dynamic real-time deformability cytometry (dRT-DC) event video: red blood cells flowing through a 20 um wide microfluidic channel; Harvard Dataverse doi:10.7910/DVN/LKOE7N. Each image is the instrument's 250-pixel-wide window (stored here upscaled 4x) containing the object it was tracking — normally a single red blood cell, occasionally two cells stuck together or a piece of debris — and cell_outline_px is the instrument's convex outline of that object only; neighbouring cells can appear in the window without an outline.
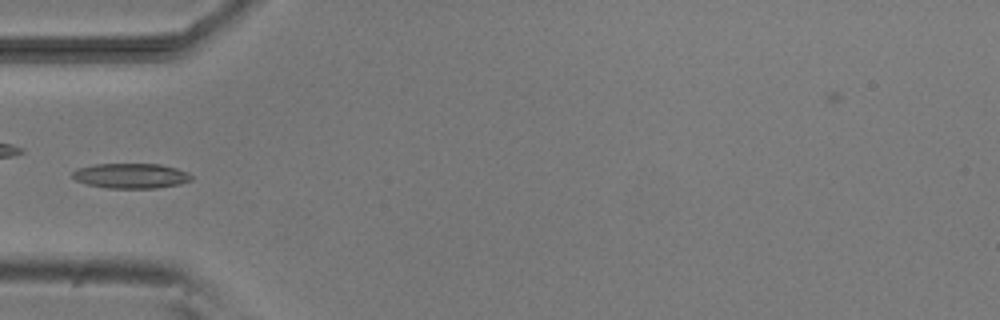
{"species": "common noctule bat (a hibernating species)", "species_latin": "Nyctalus noctula", "temperature_condition": "room temperature", "stored_images_in_passage": 6, "camera_frame_rate_fps": 3000, "um_per_image_px": 0.085, "animal": {"sex": "male", "body_mass_g": 20.5, "forearm_length_mm": 52.5}, "frame": {"image": 1, "passage_image": 5, "time_ms": 5.333, "image_size_px": [1000, 320], "cell_outline_px": [[192, 180], [180, 184], [156, 188], [108, 188], [88, 184], [76, 180], [72, 176], [72, 172], [76, 168], [96, 164], [160, 164], [176, 168], [188, 172], [192, 176]], "centroid_in_image_um": [11.14, 14.94], "position_along_channel_um": 73.9, "area_um2": 17.34}}
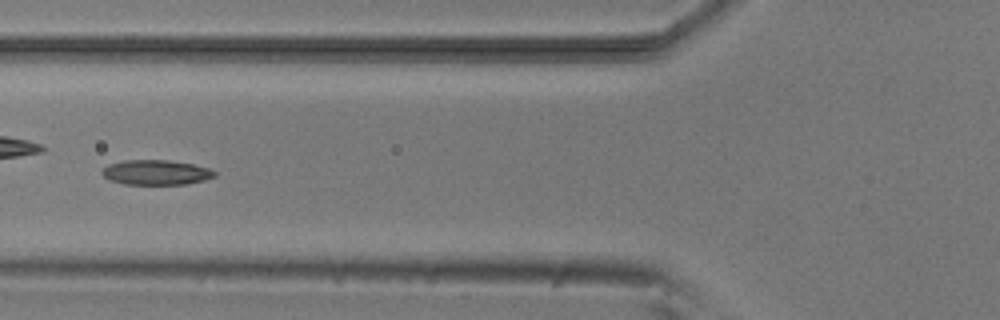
{"frame": {"image": 2, "passage_image": 6, "time_ms": 6.333, "image_size_px": [1000, 320], "cell_outline_px": [[216, 176], [204, 180], [184, 184], [124, 184], [108, 180], [100, 172], [108, 164], [124, 160], [168, 160], [192, 164], [208, 168], [216, 172]], "centroid_in_image_um": [13.23, 14.65], "position_along_channel_um": 112.6, "area_um2": 16.3}}